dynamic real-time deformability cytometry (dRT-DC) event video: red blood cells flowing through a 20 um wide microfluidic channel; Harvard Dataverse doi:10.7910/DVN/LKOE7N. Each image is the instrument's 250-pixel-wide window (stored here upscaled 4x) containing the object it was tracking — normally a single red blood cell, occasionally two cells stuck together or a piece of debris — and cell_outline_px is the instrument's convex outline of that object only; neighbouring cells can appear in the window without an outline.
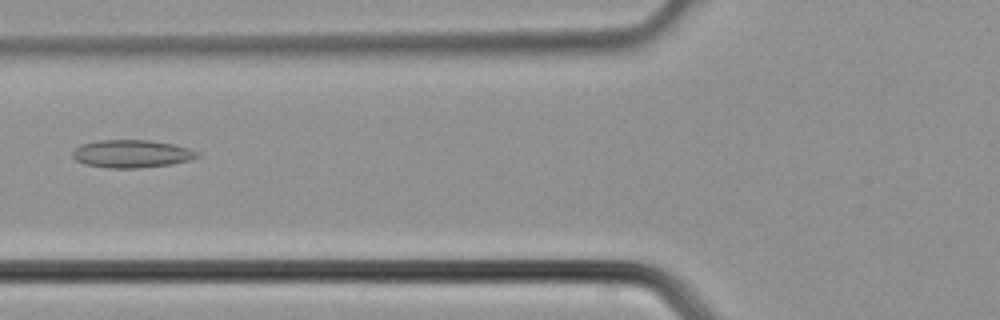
{"species": "common noctule bat (a hibernating species)", "species_latin": "Nyctalus noctula", "temperature_condition": "cold", "stored_images_in_passage": 32, "camera_frame_rate_fps": 3000, "um_per_image_px": 0.085, "animal": {"sex": "male", "body_mass_g": 21.5, "forearm_length_mm": 52.0}, "frame": {"image": 1, "passage_image": 9, "time_ms": 2.667, "image_size_px": [1000, 320], "cell_outline_px": [[200, 156], [188, 160], [172, 164], [136, 168], [108, 168], [84, 164], [76, 160], [72, 156], [72, 152], [80, 144], [96, 140], [148, 140], [172, 144], [188, 148], [200, 152]], "centroid_in_image_um": [11.17, 13.07], "position_along_channel_um": 114.6, "area_um2": 20.23}}
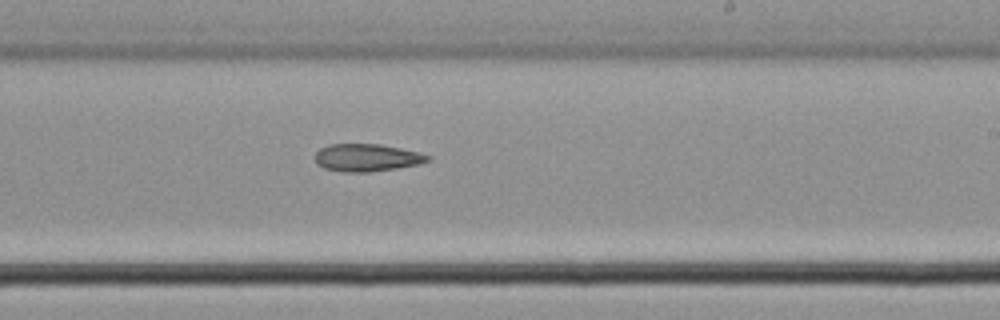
{"frame": {"image": 2, "passage_image": 17, "time_ms": 5.333, "image_size_px": [1000, 320], "cell_outline_px": [[432, 160], [420, 164], [396, 168], [368, 172], [344, 172], [324, 168], [316, 164], [316, 152], [320, 148], [328, 144], [380, 144], [400, 148], [432, 156]], "centroid_in_image_um": [31.19, 13.4], "position_along_channel_um": 257.8, "area_um2": 18.09}}
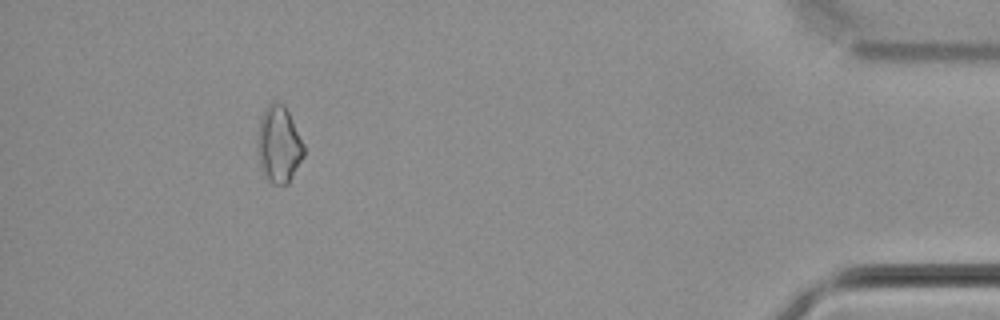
{"frame": {"image": 3, "passage_image": 29, "time_ms": 9.333, "image_size_px": [1000, 320], "cell_outline_px": [[304, 156], [288, 184], [272, 184], [264, 176], [260, 168], [256, 152], [256, 140], [260, 120], [264, 108], [272, 100], [276, 100], [284, 104], [304, 144]], "centroid_in_image_um": [23.66, 12.27], "position_along_channel_um": 411.5, "area_um2": 21.15}}